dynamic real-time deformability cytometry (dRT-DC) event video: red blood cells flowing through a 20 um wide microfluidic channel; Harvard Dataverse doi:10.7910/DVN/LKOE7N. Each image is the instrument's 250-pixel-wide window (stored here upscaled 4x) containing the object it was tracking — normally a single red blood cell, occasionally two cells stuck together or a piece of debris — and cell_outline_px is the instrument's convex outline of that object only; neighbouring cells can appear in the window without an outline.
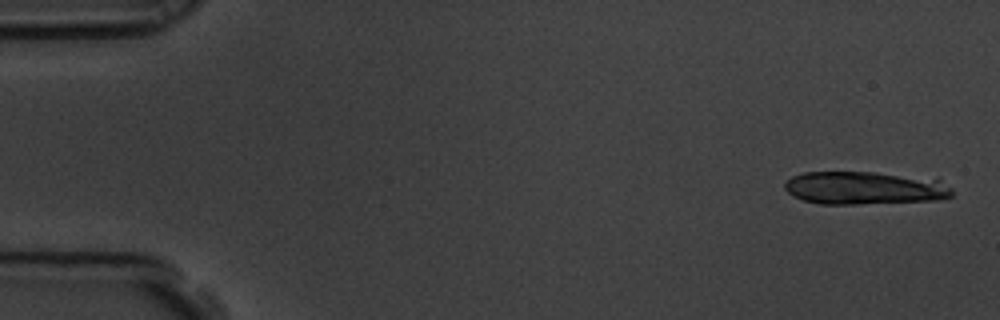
{"species": "common noctule bat (a hibernating species)", "species_latin": "Nyctalus noctula", "temperature_condition": "room temperature", "stored_images_in_passage": 4, "camera_frame_rate_fps": 3000, "um_per_image_px": 0.085, "animal": {"sex": "male", "body_mass_g": 19.5, "forearm_length_mm": 54.6}, "frame": {"image": 1, "passage_image": 1, "time_ms": 0.0, "image_size_px": [1000, 320], "cell_outline_px": [[952, 196], [936, 200], [856, 204], [820, 204], [804, 200], [792, 196], [784, 188], [784, 184], [792, 176], [804, 172], [872, 172], [940, 180], [952, 188]], "centroid_in_image_um": [73.45, 15.98], "position_along_channel_um": 11.6, "area_um2": 31.91}}